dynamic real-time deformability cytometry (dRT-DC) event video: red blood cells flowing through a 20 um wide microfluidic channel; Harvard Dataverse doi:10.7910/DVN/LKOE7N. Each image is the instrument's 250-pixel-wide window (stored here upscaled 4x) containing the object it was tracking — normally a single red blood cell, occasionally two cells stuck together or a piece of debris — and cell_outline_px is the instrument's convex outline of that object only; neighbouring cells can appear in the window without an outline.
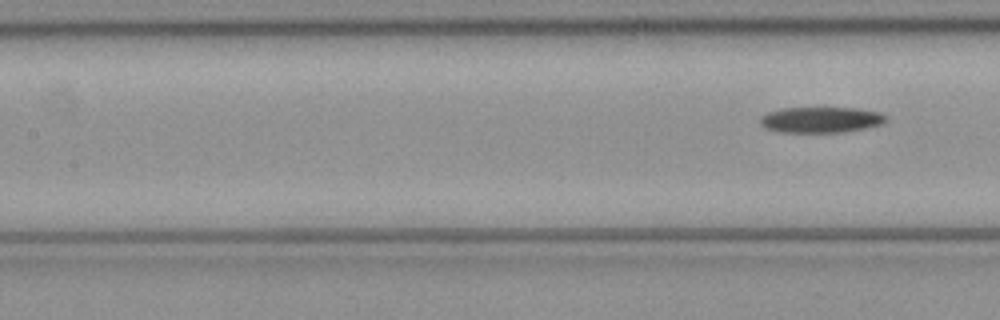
{"species": "common noctule bat (a hibernating species)", "species_latin": "Nyctalus noctula", "temperature_condition": "cold", "stored_images_in_passage": 7, "segment_of_instrument_passage": [2, 2], "camera_frame_rate_fps": 3000, "um_per_image_px": 0.085, "animal": {"sex": "female", "body_mass_g": 21.9}, "frame": {"image": 1, "passage_image": 7, "time_ms": 2.0, "image_size_px": [1000, 320], "cell_outline_px": [[888, 120], [884, 124], [868, 128], [844, 132], [776, 132], [764, 128], [760, 124], [760, 116], [768, 112], [780, 108], [860, 108], [880, 112], [888, 116]], "centroid_in_image_um": [69.81, 10.18], "position_along_channel_um": 137.6, "area_um2": 19.36}}